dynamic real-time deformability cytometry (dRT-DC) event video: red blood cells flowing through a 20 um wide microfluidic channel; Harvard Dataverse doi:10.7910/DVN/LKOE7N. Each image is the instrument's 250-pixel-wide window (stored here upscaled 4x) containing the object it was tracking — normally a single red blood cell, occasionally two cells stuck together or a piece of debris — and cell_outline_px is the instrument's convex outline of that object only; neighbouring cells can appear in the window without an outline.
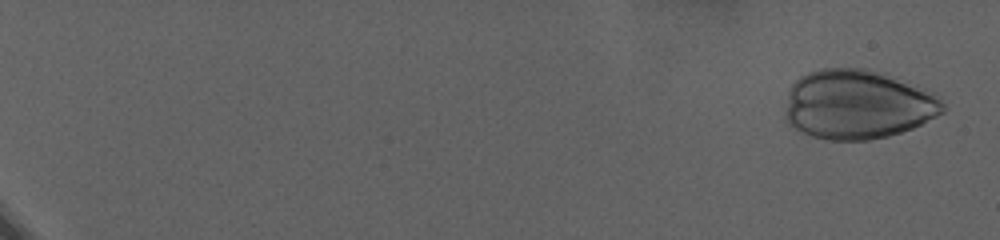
{"species": "human", "species_latin": "Homo sapiens", "temperature_condition": "warm", "stored_images_in_passage": 71, "camera_frame_rate_fps": 3000, "um_per_image_px": 0.085, "donor": {"sex": "female"}, "frame": {"image": 1, "passage_image": 4, "time_ms": 1.0, "image_size_px": [1000, 240], "cell_outline_px": [[940, 112], [920, 124], [912, 128], [900, 132], [884, 136], [864, 140], [836, 140], [816, 136], [800, 128], [788, 116], [788, 108], [792, 88], [804, 76], [812, 72], [864, 72], [880, 76], [904, 84], [936, 100], [940, 104]], "centroid_in_image_um": [72.85, 9.0], "position_along_channel_um": 12.1, "area_um2": 57.22}}
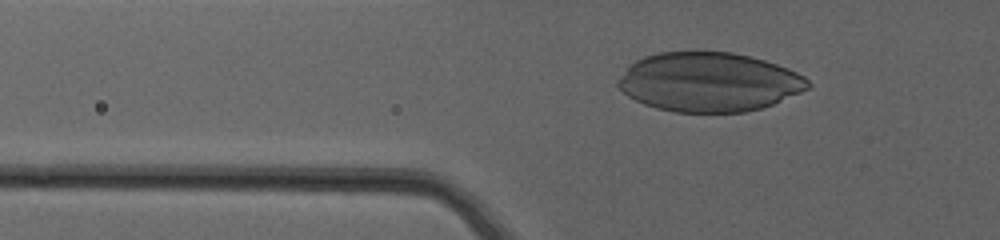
{"frame": {"image": 2, "passage_image": 34, "time_ms": 11.0, "image_size_px": [1000, 240], "cell_outline_px": [[812, 84], [808, 88], [772, 104], [760, 108], [744, 112], [676, 112], [644, 104], [628, 96], [620, 88], [620, 80], [628, 68], [636, 60], [644, 56], [660, 52], [728, 52], [748, 56], [764, 60], [776, 64], [796, 72], [804, 76]], "centroid_in_image_um": [60.29, 6.97], "position_along_channel_um": 65.5, "area_um2": 64.5}}